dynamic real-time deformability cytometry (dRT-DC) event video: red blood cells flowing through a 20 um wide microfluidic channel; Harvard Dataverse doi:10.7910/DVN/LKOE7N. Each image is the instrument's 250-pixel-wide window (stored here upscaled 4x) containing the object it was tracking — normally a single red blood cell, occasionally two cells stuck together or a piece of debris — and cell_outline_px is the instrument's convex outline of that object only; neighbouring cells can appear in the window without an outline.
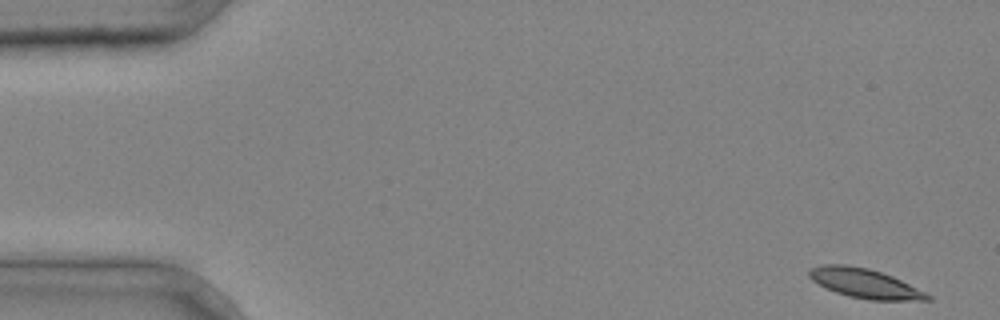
{"species": "common noctule bat (a hibernating species)", "species_latin": "Nyctalus noctula", "temperature_condition": "cold", "stored_images_in_passage": 41, "camera_frame_rate_fps": 3000, "um_per_image_px": 0.085, "animal": {"sex": "male", "body_mass_g": 20.4}, "frame": {"image": 1, "passage_image": 1, "time_ms": 0.0, "image_size_px": [1000, 320], "cell_outline_px": [[932, 300], [868, 300], [848, 296], [836, 292], [812, 280], [808, 276], [808, 272], [812, 268], [824, 264], [848, 264], [868, 268], [892, 276], [932, 296]], "centroid_in_image_um": [73.49, 24.08], "position_along_channel_um": 11.5, "area_um2": 20.0}}
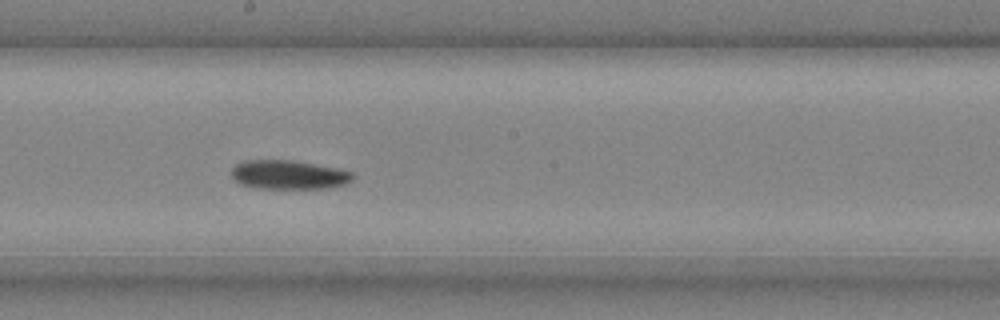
{"frame": {"image": 2, "passage_image": 23, "time_ms": 7.333, "image_size_px": [1000, 320], "cell_outline_px": [[352, 180], [348, 184], [332, 188], [256, 188], [240, 184], [232, 176], [232, 168], [236, 164], [244, 160], [292, 160], [336, 168], [352, 172]], "centroid_in_image_um": [24.54, 14.86], "position_along_channel_um": 223.7, "area_um2": 20.46}}
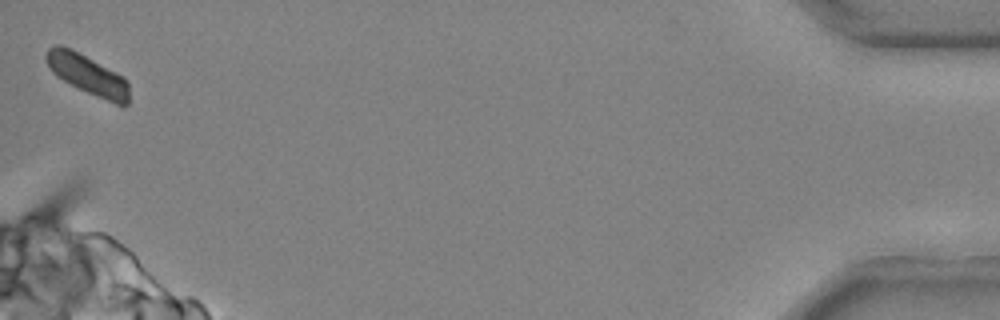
{"frame": {"image": 3, "passage_image": 41, "time_ms": 13.333, "image_size_px": [1000, 320], "cell_outline_px": [[128, 104], [124, 108], [88, 92], [56, 76], [48, 68], [44, 60], [44, 56], [48, 48], [56, 44], [60, 44], [72, 48], [124, 76], [128, 84]], "centroid_in_image_um": [7.42, 6.31], "position_along_channel_um": 427.8, "area_um2": 19.48}}